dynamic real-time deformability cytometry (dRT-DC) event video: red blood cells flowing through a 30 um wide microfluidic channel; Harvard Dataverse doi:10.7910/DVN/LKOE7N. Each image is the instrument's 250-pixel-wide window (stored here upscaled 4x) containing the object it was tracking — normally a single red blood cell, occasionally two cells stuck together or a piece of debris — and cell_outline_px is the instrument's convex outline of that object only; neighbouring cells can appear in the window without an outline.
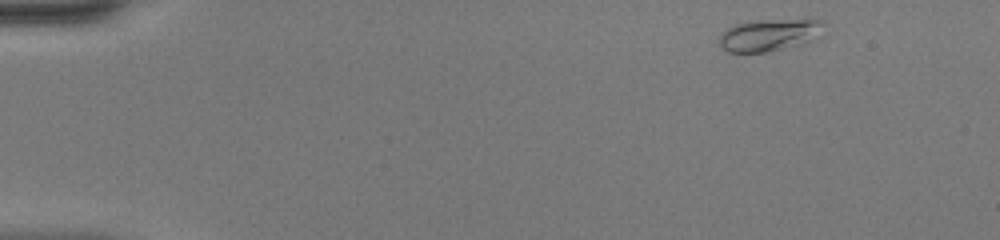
{"species": "common noctule bat (a hibernating species)", "species_latin": "Nyctalus noctula", "temperature_condition": "warm", "stored_images_in_passage": 45, "camera_frame_rate_fps": 3000, "um_per_image_px": 0.085, "animal": {"sex": "female", "body_mass_g": 20.0, "forearm_length_mm": 54.0}, "frame": {"image": 1, "passage_image": 1, "time_ms": 0.0, "image_size_px": [1000, 240], "cell_outline_px": [[828, 24], [808, 44], [764, 52], [728, 52], [720, 44], [720, 32], [732, 24], [748, 20], [804, 16], [816, 16]], "centroid_in_image_um": [65.51, 2.88], "position_along_channel_um": 19.5, "area_um2": 21.1}}
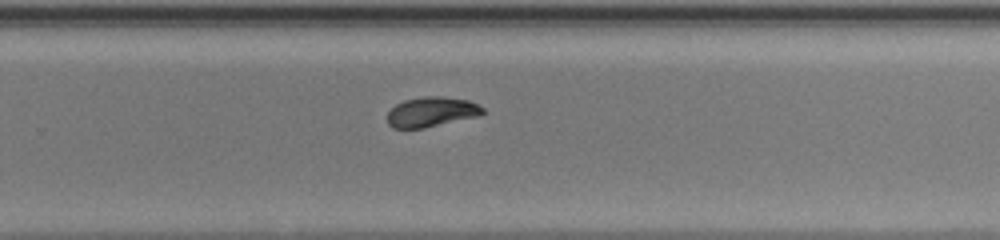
{"frame": {"image": 2, "passage_image": 29, "time_ms": 9.333, "image_size_px": [1000, 240], "cell_outline_px": [[484, 112], [480, 116], [424, 128], [392, 128], [388, 124], [388, 112], [396, 104], [404, 100], [424, 96], [444, 96], [468, 100], [484, 108]], "centroid_in_image_um": [36.69, 9.51], "position_along_channel_um": 293.1, "area_um2": 16.7}}
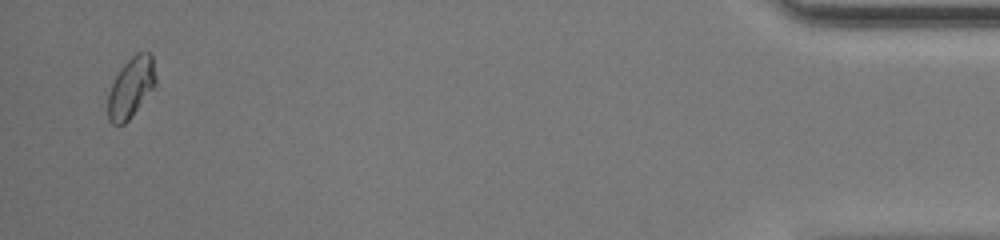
{"frame": {"image": 3, "passage_image": 44, "time_ms": 14.333, "image_size_px": [1000, 240], "cell_outline_px": [[156, 84], [132, 116], [124, 124], [112, 124], [108, 120], [108, 92], [116, 76], [124, 64], [136, 52], [152, 52], [156, 76]], "centroid_in_image_um": [11.15, 7.42], "position_along_channel_um": 424.1, "area_um2": 16.76}, "authors_computed_cell_mechanics": {"area_um2": 17.1088, "velocity_mm_per_s": 4.1545, "shape_relaxation_time_tau1_ms": 2.6216, "shape_relaxation_time_tau2_ms": 1.0397, "deformation_change_tau1": 0.1339, "deformation_change_tau2": 0.0346}}